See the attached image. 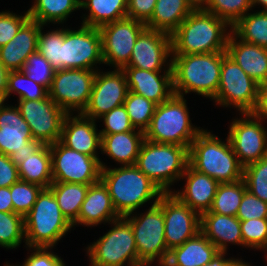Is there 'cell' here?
Masks as SVG:
<instances>
[{"label":"cell","instance_id":"1","mask_svg":"<svg viewBox=\"0 0 267 266\" xmlns=\"http://www.w3.org/2000/svg\"><path fill=\"white\" fill-rule=\"evenodd\" d=\"M43 27L38 36L37 52L54 70H99L96 64H104L99 28L82 25L78 30L63 27L43 33Z\"/></svg>","mask_w":267,"mask_h":266},{"label":"cell","instance_id":"2","mask_svg":"<svg viewBox=\"0 0 267 266\" xmlns=\"http://www.w3.org/2000/svg\"><path fill=\"white\" fill-rule=\"evenodd\" d=\"M230 33L224 20L195 8L171 34L172 55L225 52Z\"/></svg>","mask_w":267,"mask_h":266},{"label":"cell","instance_id":"3","mask_svg":"<svg viewBox=\"0 0 267 266\" xmlns=\"http://www.w3.org/2000/svg\"><path fill=\"white\" fill-rule=\"evenodd\" d=\"M100 180L108 188L112 204L120 217L135 213L144 204L159 198L161 189L135 165L107 168L100 162Z\"/></svg>","mask_w":267,"mask_h":266},{"label":"cell","instance_id":"4","mask_svg":"<svg viewBox=\"0 0 267 266\" xmlns=\"http://www.w3.org/2000/svg\"><path fill=\"white\" fill-rule=\"evenodd\" d=\"M188 164L219 183H234L243 179L244 167L234 153L228 137L225 143L209 130L203 129L190 144Z\"/></svg>","mask_w":267,"mask_h":266},{"label":"cell","instance_id":"5","mask_svg":"<svg viewBox=\"0 0 267 266\" xmlns=\"http://www.w3.org/2000/svg\"><path fill=\"white\" fill-rule=\"evenodd\" d=\"M174 94L194 92L210 98L216 96L220 84L222 52L172 55Z\"/></svg>","mask_w":267,"mask_h":266},{"label":"cell","instance_id":"6","mask_svg":"<svg viewBox=\"0 0 267 266\" xmlns=\"http://www.w3.org/2000/svg\"><path fill=\"white\" fill-rule=\"evenodd\" d=\"M72 227L62 214L53 192L49 188L43 189L24 216L26 248L54 247Z\"/></svg>","mask_w":267,"mask_h":266},{"label":"cell","instance_id":"7","mask_svg":"<svg viewBox=\"0 0 267 266\" xmlns=\"http://www.w3.org/2000/svg\"><path fill=\"white\" fill-rule=\"evenodd\" d=\"M186 101L184 96L173 94L167 101L157 105L150 126L144 132L145 139L189 149L203 128L192 125Z\"/></svg>","mask_w":267,"mask_h":266},{"label":"cell","instance_id":"8","mask_svg":"<svg viewBox=\"0 0 267 266\" xmlns=\"http://www.w3.org/2000/svg\"><path fill=\"white\" fill-rule=\"evenodd\" d=\"M188 165V148L175 144L144 140L135 166L154 182L163 193H170ZM177 180V181H176Z\"/></svg>","mask_w":267,"mask_h":266},{"label":"cell","instance_id":"9","mask_svg":"<svg viewBox=\"0 0 267 266\" xmlns=\"http://www.w3.org/2000/svg\"><path fill=\"white\" fill-rule=\"evenodd\" d=\"M149 209L141 214H128L124 218L130 223L138 252V266H163L169 251L165 244V224L159 201H153ZM136 215V216H134ZM140 215V216H139ZM155 261V262H154Z\"/></svg>","mask_w":267,"mask_h":266},{"label":"cell","instance_id":"10","mask_svg":"<svg viewBox=\"0 0 267 266\" xmlns=\"http://www.w3.org/2000/svg\"><path fill=\"white\" fill-rule=\"evenodd\" d=\"M113 226L92 245H87L91 266H138V252L130 223L120 217Z\"/></svg>","mask_w":267,"mask_h":266},{"label":"cell","instance_id":"11","mask_svg":"<svg viewBox=\"0 0 267 266\" xmlns=\"http://www.w3.org/2000/svg\"><path fill=\"white\" fill-rule=\"evenodd\" d=\"M259 84L244 70L222 52L220 84L216 96L212 99L221 107H234L241 114L252 113L257 103Z\"/></svg>","mask_w":267,"mask_h":266},{"label":"cell","instance_id":"12","mask_svg":"<svg viewBox=\"0 0 267 266\" xmlns=\"http://www.w3.org/2000/svg\"><path fill=\"white\" fill-rule=\"evenodd\" d=\"M97 70H55L49 97L67 114L82 113L87 107Z\"/></svg>","mask_w":267,"mask_h":266},{"label":"cell","instance_id":"13","mask_svg":"<svg viewBox=\"0 0 267 266\" xmlns=\"http://www.w3.org/2000/svg\"><path fill=\"white\" fill-rule=\"evenodd\" d=\"M50 153L53 182L93 185L100 181L97 158L70 149L60 141L50 144Z\"/></svg>","mask_w":267,"mask_h":266},{"label":"cell","instance_id":"14","mask_svg":"<svg viewBox=\"0 0 267 266\" xmlns=\"http://www.w3.org/2000/svg\"><path fill=\"white\" fill-rule=\"evenodd\" d=\"M44 144L34 140L29 125L15 105L0 108V153L9 156L18 166L29 155H33Z\"/></svg>","mask_w":267,"mask_h":266},{"label":"cell","instance_id":"15","mask_svg":"<svg viewBox=\"0 0 267 266\" xmlns=\"http://www.w3.org/2000/svg\"><path fill=\"white\" fill-rule=\"evenodd\" d=\"M229 126L228 139L240 164L245 167L267 156V128L252 113L241 114Z\"/></svg>","mask_w":267,"mask_h":266},{"label":"cell","instance_id":"16","mask_svg":"<svg viewBox=\"0 0 267 266\" xmlns=\"http://www.w3.org/2000/svg\"><path fill=\"white\" fill-rule=\"evenodd\" d=\"M17 107L29 125L34 140L53 144L60 140L67 113L49 96L39 100H18Z\"/></svg>","mask_w":267,"mask_h":266},{"label":"cell","instance_id":"17","mask_svg":"<svg viewBox=\"0 0 267 266\" xmlns=\"http://www.w3.org/2000/svg\"><path fill=\"white\" fill-rule=\"evenodd\" d=\"M146 24L131 18L105 24L99 28L104 64L122 69L129 61L135 42Z\"/></svg>","mask_w":267,"mask_h":266},{"label":"cell","instance_id":"18","mask_svg":"<svg viewBox=\"0 0 267 266\" xmlns=\"http://www.w3.org/2000/svg\"><path fill=\"white\" fill-rule=\"evenodd\" d=\"M160 208L163 210L168 251L181 246L200 232L201 216L171 192L161 195Z\"/></svg>","mask_w":267,"mask_h":266},{"label":"cell","instance_id":"19","mask_svg":"<svg viewBox=\"0 0 267 266\" xmlns=\"http://www.w3.org/2000/svg\"><path fill=\"white\" fill-rule=\"evenodd\" d=\"M169 57L170 59H168ZM171 57V35L145 28L138 36L130 61L125 67L148 71H161L163 68V71H172Z\"/></svg>","mask_w":267,"mask_h":266},{"label":"cell","instance_id":"20","mask_svg":"<svg viewBox=\"0 0 267 266\" xmlns=\"http://www.w3.org/2000/svg\"><path fill=\"white\" fill-rule=\"evenodd\" d=\"M100 72L97 70L87 107L83 116L97 120L113 108L124 103L128 85L122 69Z\"/></svg>","mask_w":267,"mask_h":266},{"label":"cell","instance_id":"21","mask_svg":"<svg viewBox=\"0 0 267 266\" xmlns=\"http://www.w3.org/2000/svg\"><path fill=\"white\" fill-rule=\"evenodd\" d=\"M73 115L74 113L66 115L59 141L66 147L97 158L101 162L98 156V150L101 149V135L96 127L97 121L81 113Z\"/></svg>","mask_w":267,"mask_h":266},{"label":"cell","instance_id":"22","mask_svg":"<svg viewBox=\"0 0 267 266\" xmlns=\"http://www.w3.org/2000/svg\"><path fill=\"white\" fill-rule=\"evenodd\" d=\"M122 71L129 91L142 95L157 105L174 94L172 71H148L135 67H123Z\"/></svg>","mask_w":267,"mask_h":266},{"label":"cell","instance_id":"23","mask_svg":"<svg viewBox=\"0 0 267 266\" xmlns=\"http://www.w3.org/2000/svg\"><path fill=\"white\" fill-rule=\"evenodd\" d=\"M180 179L186 180L183 190H173L174 192L171 193L200 216L208 212L220 183L212 177L196 171L189 164Z\"/></svg>","mask_w":267,"mask_h":266},{"label":"cell","instance_id":"24","mask_svg":"<svg viewBox=\"0 0 267 266\" xmlns=\"http://www.w3.org/2000/svg\"><path fill=\"white\" fill-rule=\"evenodd\" d=\"M41 26L29 18L13 39L0 47V63L8 72L22 70L28 57L37 51Z\"/></svg>","mask_w":267,"mask_h":266},{"label":"cell","instance_id":"25","mask_svg":"<svg viewBox=\"0 0 267 266\" xmlns=\"http://www.w3.org/2000/svg\"><path fill=\"white\" fill-rule=\"evenodd\" d=\"M226 53L257 84L267 83V48L239 39L232 31L229 34Z\"/></svg>","mask_w":267,"mask_h":266},{"label":"cell","instance_id":"26","mask_svg":"<svg viewBox=\"0 0 267 266\" xmlns=\"http://www.w3.org/2000/svg\"><path fill=\"white\" fill-rule=\"evenodd\" d=\"M119 218L120 216L112 204L108 188L100 180L89 186L78 218L72 223V226L81 224L86 227H97L101 223H110Z\"/></svg>","mask_w":267,"mask_h":266},{"label":"cell","instance_id":"27","mask_svg":"<svg viewBox=\"0 0 267 266\" xmlns=\"http://www.w3.org/2000/svg\"><path fill=\"white\" fill-rule=\"evenodd\" d=\"M200 231L217 247L219 252H227L229 243L243 247L240 220L236 216L203 213Z\"/></svg>","mask_w":267,"mask_h":266},{"label":"cell","instance_id":"28","mask_svg":"<svg viewBox=\"0 0 267 266\" xmlns=\"http://www.w3.org/2000/svg\"><path fill=\"white\" fill-rule=\"evenodd\" d=\"M101 152L111 157L120 166H132L137 161L141 146L145 140L143 131L100 134Z\"/></svg>","mask_w":267,"mask_h":266},{"label":"cell","instance_id":"29","mask_svg":"<svg viewBox=\"0 0 267 266\" xmlns=\"http://www.w3.org/2000/svg\"><path fill=\"white\" fill-rule=\"evenodd\" d=\"M218 253L217 247L200 231L181 246L169 251L163 266H202Z\"/></svg>","mask_w":267,"mask_h":266},{"label":"cell","instance_id":"30","mask_svg":"<svg viewBox=\"0 0 267 266\" xmlns=\"http://www.w3.org/2000/svg\"><path fill=\"white\" fill-rule=\"evenodd\" d=\"M194 9L188 0H157L146 28L171 35Z\"/></svg>","mask_w":267,"mask_h":266},{"label":"cell","instance_id":"31","mask_svg":"<svg viewBox=\"0 0 267 266\" xmlns=\"http://www.w3.org/2000/svg\"><path fill=\"white\" fill-rule=\"evenodd\" d=\"M17 169L20 180L49 188L53 182L50 145L44 144L33 155L24 158Z\"/></svg>","mask_w":267,"mask_h":266},{"label":"cell","instance_id":"32","mask_svg":"<svg viewBox=\"0 0 267 266\" xmlns=\"http://www.w3.org/2000/svg\"><path fill=\"white\" fill-rule=\"evenodd\" d=\"M128 0H80V9L89 11L82 25L93 28L112 23L127 17Z\"/></svg>","mask_w":267,"mask_h":266},{"label":"cell","instance_id":"33","mask_svg":"<svg viewBox=\"0 0 267 266\" xmlns=\"http://www.w3.org/2000/svg\"><path fill=\"white\" fill-rule=\"evenodd\" d=\"M33 3L27 10L28 15L44 26L63 24L73 11L80 9V0H35Z\"/></svg>","mask_w":267,"mask_h":266},{"label":"cell","instance_id":"34","mask_svg":"<svg viewBox=\"0 0 267 266\" xmlns=\"http://www.w3.org/2000/svg\"><path fill=\"white\" fill-rule=\"evenodd\" d=\"M89 186L77 183L52 182L49 187L57 200L62 214L71 224L78 218Z\"/></svg>","mask_w":267,"mask_h":266},{"label":"cell","instance_id":"35","mask_svg":"<svg viewBox=\"0 0 267 266\" xmlns=\"http://www.w3.org/2000/svg\"><path fill=\"white\" fill-rule=\"evenodd\" d=\"M231 31L245 42L267 48V11L248 12Z\"/></svg>","mask_w":267,"mask_h":266},{"label":"cell","instance_id":"36","mask_svg":"<svg viewBox=\"0 0 267 266\" xmlns=\"http://www.w3.org/2000/svg\"><path fill=\"white\" fill-rule=\"evenodd\" d=\"M247 190L244 179L234 183H220L208 212L226 216H236L242 197Z\"/></svg>","mask_w":267,"mask_h":266},{"label":"cell","instance_id":"37","mask_svg":"<svg viewBox=\"0 0 267 266\" xmlns=\"http://www.w3.org/2000/svg\"><path fill=\"white\" fill-rule=\"evenodd\" d=\"M13 93L18 95V100H39L49 96V90L29 79L23 70L8 72L6 100Z\"/></svg>","mask_w":267,"mask_h":266},{"label":"cell","instance_id":"38","mask_svg":"<svg viewBox=\"0 0 267 266\" xmlns=\"http://www.w3.org/2000/svg\"><path fill=\"white\" fill-rule=\"evenodd\" d=\"M135 129L145 132L150 126L157 104L142 95L128 91L123 103Z\"/></svg>","mask_w":267,"mask_h":266},{"label":"cell","instance_id":"39","mask_svg":"<svg viewBox=\"0 0 267 266\" xmlns=\"http://www.w3.org/2000/svg\"><path fill=\"white\" fill-rule=\"evenodd\" d=\"M202 9L224 20L231 28L250 10V0H205Z\"/></svg>","mask_w":267,"mask_h":266},{"label":"cell","instance_id":"40","mask_svg":"<svg viewBox=\"0 0 267 266\" xmlns=\"http://www.w3.org/2000/svg\"><path fill=\"white\" fill-rule=\"evenodd\" d=\"M22 240L25 242L24 217L14 212L0 211V247L15 249Z\"/></svg>","mask_w":267,"mask_h":266},{"label":"cell","instance_id":"41","mask_svg":"<svg viewBox=\"0 0 267 266\" xmlns=\"http://www.w3.org/2000/svg\"><path fill=\"white\" fill-rule=\"evenodd\" d=\"M247 190L267 203V156L244 167Z\"/></svg>","mask_w":267,"mask_h":266},{"label":"cell","instance_id":"42","mask_svg":"<svg viewBox=\"0 0 267 266\" xmlns=\"http://www.w3.org/2000/svg\"><path fill=\"white\" fill-rule=\"evenodd\" d=\"M44 188L26 181L18 180L10 186L14 213L23 217L32 209L38 195Z\"/></svg>","mask_w":267,"mask_h":266},{"label":"cell","instance_id":"43","mask_svg":"<svg viewBox=\"0 0 267 266\" xmlns=\"http://www.w3.org/2000/svg\"><path fill=\"white\" fill-rule=\"evenodd\" d=\"M240 226L243 247L267 251V218L240 221Z\"/></svg>","mask_w":267,"mask_h":266},{"label":"cell","instance_id":"44","mask_svg":"<svg viewBox=\"0 0 267 266\" xmlns=\"http://www.w3.org/2000/svg\"><path fill=\"white\" fill-rule=\"evenodd\" d=\"M22 70L29 79L45 86L48 90L51 87L55 70L50 62L37 51L28 57Z\"/></svg>","mask_w":267,"mask_h":266},{"label":"cell","instance_id":"45","mask_svg":"<svg viewBox=\"0 0 267 266\" xmlns=\"http://www.w3.org/2000/svg\"><path fill=\"white\" fill-rule=\"evenodd\" d=\"M99 119H102L105 127L99 130L100 134H115L135 130L123 104L113 108L110 112L98 118V120Z\"/></svg>","mask_w":267,"mask_h":266},{"label":"cell","instance_id":"46","mask_svg":"<svg viewBox=\"0 0 267 266\" xmlns=\"http://www.w3.org/2000/svg\"><path fill=\"white\" fill-rule=\"evenodd\" d=\"M236 217L240 221L267 218V203L246 190Z\"/></svg>","mask_w":267,"mask_h":266},{"label":"cell","instance_id":"47","mask_svg":"<svg viewBox=\"0 0 267 266\" xmlns=\"http://www.w3.org/2000/svg\"><path fill=\"white\" fill-rule=\"evenodd\" d=\"M28 11L24 15L13 12H0V47L7 44L18 33L20 27L29 19Z\"/></svg>","mask_w":267,"mask_h":266},{"label":"cell","instance_id":"48","mask_svg":"<svg viewBox=\"0 0 267 266\" xmlns=\"http://www.w3.org/2000/svg\"><path fill=\"white\" fill-rule=\"evenodd\" d=\"M31 251L21 266H65L63 258L51 251L53 247H28ZM50 250V251H49ZM20 266V265H19Z\"/></svg>","mask_w":267,"mask_h":266},{"label":"cell","instance_id":"49","mask_svg":"<svg viewBox=\"0 0 267 266\" xmlns=\"http://www.w3.org/2000/svg\"><path fill=\"white\" fill-rule=\"evenodd\" d=\"M157 0H128L127 17L146 24L152 17Z\"/></svg>","mask_w":267,"mask_h":266},{"label":"cell","instance_id":"50","mask_svg":"<svg viewBox=\"0 0 267 266\" xmlns=\"http://www.w3.org/2000/svg\"><path fill=\"white\" fill-rule=\"evenodd\" d=\"M19 180L17 166L9 156L0 153V187H10Z\"/></svg>","mask_w":267,"mask_h":266},{"label":"cell","instance_id":"51","mask_svg":"<svg viewBox=\"0 0 267 266\" xmlns=\"http://www.w3.org/2000/svg\"><path fill=\"white\" fill-rule=\"evenodd\" d=\"M252 114L266 122L267 119V83L259 85L257 103Z\"/></svg>","mask_w":267,"mask_h":266},{"label":"cell","instance_id":"52","mask_svg":"<svg viewBox=\"0 0 267 266\" xmlns=\"http://www.w3.org/2000/svg\"><path fill=\"white\" fill-rule=\"evenodd\" d=\"M226 254L227 252H219L210 262L202 266H251L241 259L226 258Z\"/></svg>","mask_w":267,"mask_h":266},{"label":"cell","instance_id":"53","mask_svg":"<svg viewBox=\"0 0 267 266\" xmlns=\"http://www.w3.org/2000/svg\"><path fill=\"white\" fill-rule=\"evenodd\" d=\"M0 211L14 212L10 187H0Z\"/></svg>","mask_w":267,"mask_h":266},{"label":"cell","instance_id":"54","mask_svg":"<svg viewBox=\"0 0 267 266\" xmlns=\"http://www.w3.org/2000/svg\"><path fill=\"white\" fill-rule=\"evenodd\" d=\"M8 71L0 63V92L5 96L7 90Z\"/></svg>","mask_w":267,"mask_h":266},{"label":"cell","instance_id":"55","mask_svg":"<svg viewBox=\"0 0 267 266\" xmlns=\"http://www.w3.org/2000/svg\"><path fill=\"white\" fill-rule=\"evenodd\" d=\"M250 1L252 4V7L255 8L256 5H260L262 6V11H267V0H250Z\"/></svg>","mask_w":267,"mask_h":266},{"label":"cell","instance_id":"56","mask_svg":"<svg viewBox=\"0 0 267 266\" xmlns=\"http://www.w3.org/2000/svg\"><path fill=\"white\" fill-rule=\"evenodd\" d=\"M195 8H201L205 0H188Z\"/></svg>","mask_w":267,"mask_h":266},{"label":"cell","instance_id":"57","mask_svg":"<svg viewBox=\"0 0 267 266\" xmlns=\"http://www.w3.org/2000/svg\"><path fill=\"white\" fill-rule=\"evenodd\" d=\"M4 102H6V97L0 92V108L4 105Z\"/></svg>","mask_w":267,"mask_h":266},{"label":"cell","instance_id":"58","mask_svg":"<svg viewBox=\"0 0 267 266\" xmlns=\"http://www.w3.org/2000/svg\"><path fill=\"white\" fill-rule=\"evenodd\" d=\"M5 266H14V265H10V264H8V263L6 262ZM15 266H19V264H18V265H15Z\"/></svg>","mask_w":267,"mask_h":266}]
</instances>
